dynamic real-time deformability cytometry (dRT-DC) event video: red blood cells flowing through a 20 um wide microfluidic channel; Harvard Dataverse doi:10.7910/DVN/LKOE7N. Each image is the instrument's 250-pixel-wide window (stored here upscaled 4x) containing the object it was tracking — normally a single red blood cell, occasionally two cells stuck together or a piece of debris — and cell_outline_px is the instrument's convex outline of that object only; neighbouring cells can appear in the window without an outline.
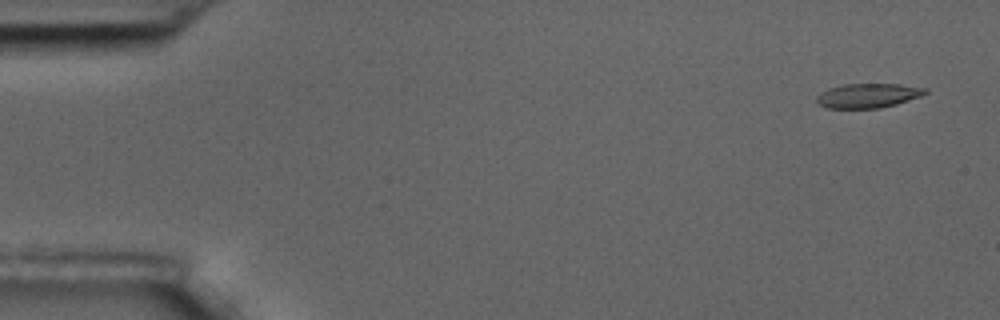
{"species": "common noctule bat (a hibernating species)", "species_latin": "Nyctalus noctula", "temperature_condition": "room temperature", "stored_images_in_passage": 5, "camera_frame_rate_fps": 3000, "um_per_image_px": 0.085, "animal": {"sex": "male", "body_mass_g": 17.5, "forearm_length_mm": 52.3}, "frame": {"image": 1, "passage_image": 1, "time_ms": 0.0, "image_size_px": [1000, 320], "cell_outline_px": [[928, 92], [920, 96], [896, 104], [880, 108], [828, 108], [816, 104], [816, 96], [828, 88], [844, 84], [900, 84], [928, 88]], "centroid_in_image_um": [73.76, 8.12], "position_along_channel_um": 11.2, "area_um2": 15.49}}
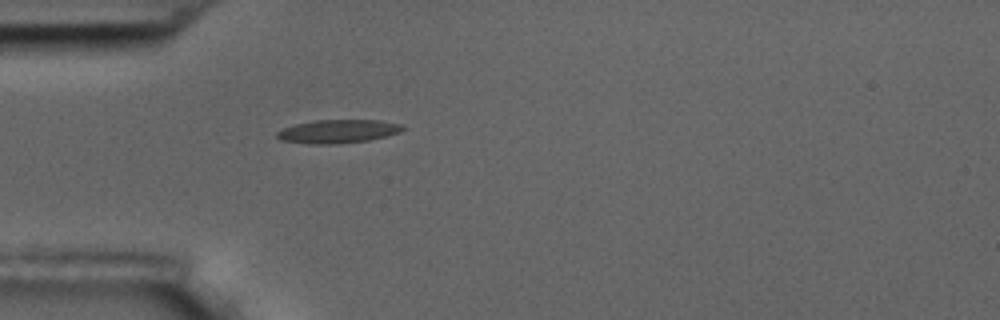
{"frame": {"image": 2, "passage_image": 5, "time_ms": 1.333, "image_size_px": [1000, 320], "cell_outline_px": [[404, 128], [400, 132], [388, 136], [368, 140], [336, 144], [312, 144], [280, 140], [276, 136], [276, 132], [284, 128], [296, 124], [316, 120], [380, 120], [404, 124]], "centroid_in_image_um": [28.76, 11.16], "position_along_channel_um": 56.2, "area_um2": 17.22}}